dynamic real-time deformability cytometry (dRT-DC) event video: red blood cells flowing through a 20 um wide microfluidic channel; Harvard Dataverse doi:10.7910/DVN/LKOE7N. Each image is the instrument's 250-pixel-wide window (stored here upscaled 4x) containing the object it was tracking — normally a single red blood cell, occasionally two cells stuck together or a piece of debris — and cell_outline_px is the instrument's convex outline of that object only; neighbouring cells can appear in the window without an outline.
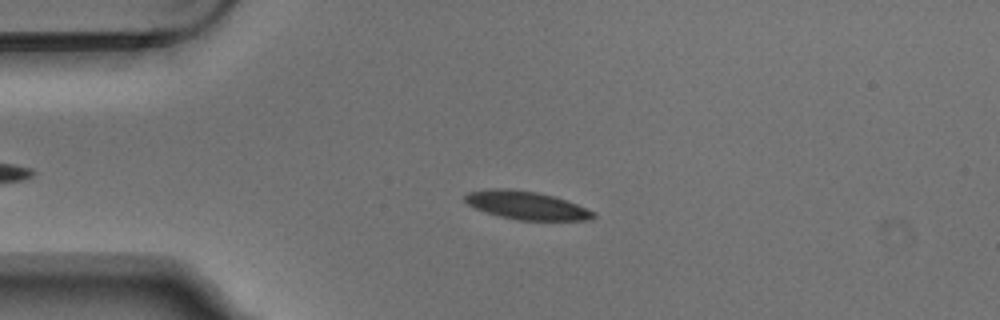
{"species": "Egyptian fruit bat (a non-hibernating species)", "species_latin": "Rousettus aegyptiacus", "temperature_condition": "warm", "stored_images_in_passage": 4, "camera_frame_rate_fps": 3000, "um_per_image_px": 0.085, "animal": {"sex": "male"}, "frame": {"image": 1, "passage_image": 2, "time_ms": 0.333, "image_size_px": [1000, 320], "cell_outline_px": [[596, 216], [588, 220], [520, 220], [500, 216], [484, 212], [468, 204], [464, 200], [464, 196], [468, 192], [492, 188], [512, 188], [536, 192], [552, 196], [576, 204], [596, 212]], "centroid_in_image_um": [44.72, 17.45], "position_along_channel_um": 40.3, "area_um2": 20.98}}
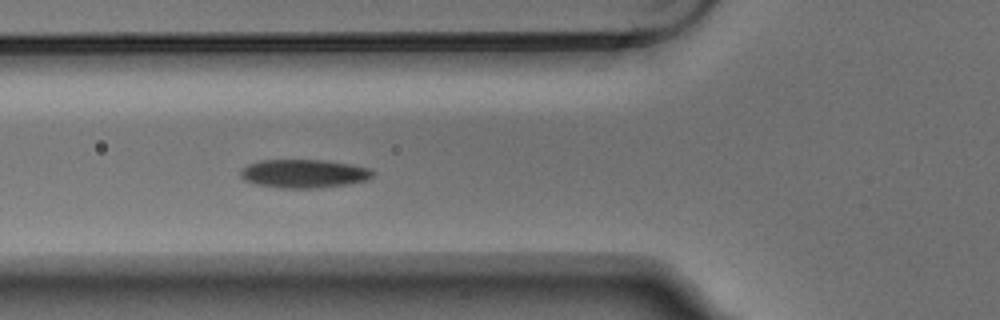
{"frame": {"image": 2, "passage_image": 4, "time_ms": 1.0, "image_size_px": [1000, 320], "cell_outline_px": [[372, 176], [368, 180], [348, 184], [320, 188], [280, 188], [256, 184], [244, 180], [240, 176], [240, 172], [248, 164], [260, 160], [324, 160], [352, 164], [372, 168]], "centroid_in_image_um": [25.85, 14.76], "position_along_channel_um": 99.9, "area_um2": 22.08}}